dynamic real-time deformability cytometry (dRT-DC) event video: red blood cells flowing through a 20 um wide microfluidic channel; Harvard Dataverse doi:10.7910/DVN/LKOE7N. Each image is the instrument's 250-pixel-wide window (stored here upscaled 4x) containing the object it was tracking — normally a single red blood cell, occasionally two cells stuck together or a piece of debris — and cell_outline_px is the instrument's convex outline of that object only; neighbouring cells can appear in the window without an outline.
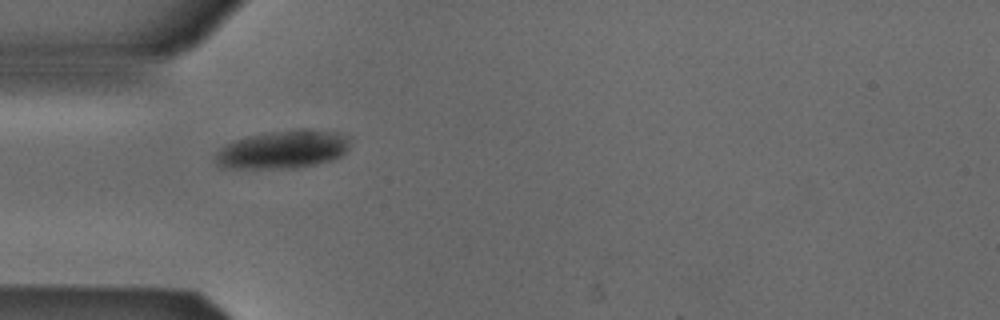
{"species": "Egyptian fruit bat (a non-hibernating species)", "species_latin": "Rousettus aegyptiacus", "temperature_condition": "cold", "stored_images_in_passage": 35, "camera_frame_rate_fps": 3000, "um_per_image_px": 0.085, "animal": {"sex": "male"}, "frame": {"image": 1, "passage_image": 1, "time_ms": 0.0, "image_size_px": [1000, 320], "cell_outline_px": [[352, 136], [348, 148], [340, 156], [332, 160], [316, 164], [288, 168], [220, 168], [216, 164], [216, 152], [224, 144], [248, 136], [272, 132], [300, 128], [340, 132]], "centroid_in_image_um": [24.08, 12.69], "position_along_channel_um": 60.9, "area_um2": 30.11}}
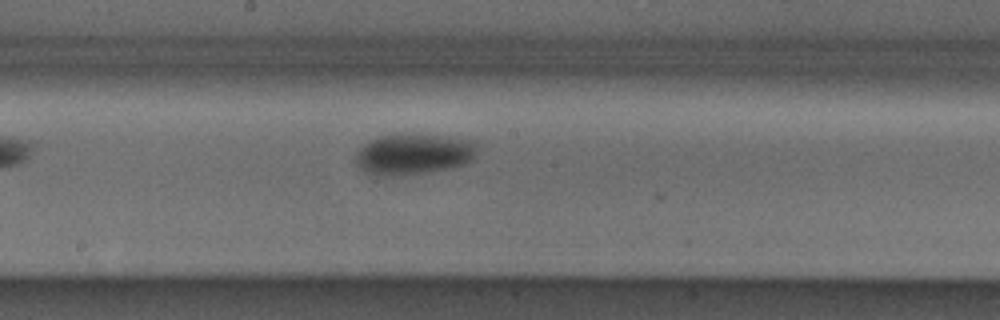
{"frame": {"image": 2, "passage_image": 13, "time_ms": 4.0, "image_size_px": [1000, 320], "cell_outline_px": [[476, 152], [472, 160], [464, 164], [452, 168], [404, 176], [376, 176], [364, 172], [356, 164], [356, 152], [364, 144], [380, 136], [396, 132], [400, 132], [440, 136], [472, 140], [476, 144]], "centroid_in_image_um": [35.11, 13.1], "position_along_channel_um": 213.1, "area_um2": 29.54}}
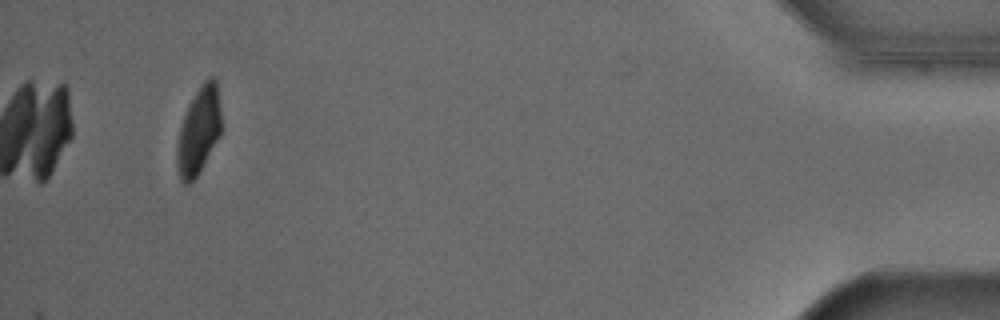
{"frame": {"image": 3, "passage_image": 35, "time_ms": 11.333, "image_size_px": [1000, 320], "cell_outline_px": [[220, 136], [200, 172], [188, 184], [184, 184], [180, 180], [176, 164], [176, 148], [180, 128], [184, 116], [196, 92], [204, 80], [208, 76], [216, 76], [220, 108]], "centroid_in_image_um": [16.89, 11.13], "position_along_channel_um": 418.3, "area_um2": 22.43}, "authors_computed_cell_mechanics": {"area_um2": 29.0156, "velocity_mm_per_s": 3.8635, "shape_relaxation_time_tau1_ms": 4.9067, "shape_relaxation_time_tau2_ms": null, "deformation_change_tau1": 0.1278, "deformation_change_tau2": null}}